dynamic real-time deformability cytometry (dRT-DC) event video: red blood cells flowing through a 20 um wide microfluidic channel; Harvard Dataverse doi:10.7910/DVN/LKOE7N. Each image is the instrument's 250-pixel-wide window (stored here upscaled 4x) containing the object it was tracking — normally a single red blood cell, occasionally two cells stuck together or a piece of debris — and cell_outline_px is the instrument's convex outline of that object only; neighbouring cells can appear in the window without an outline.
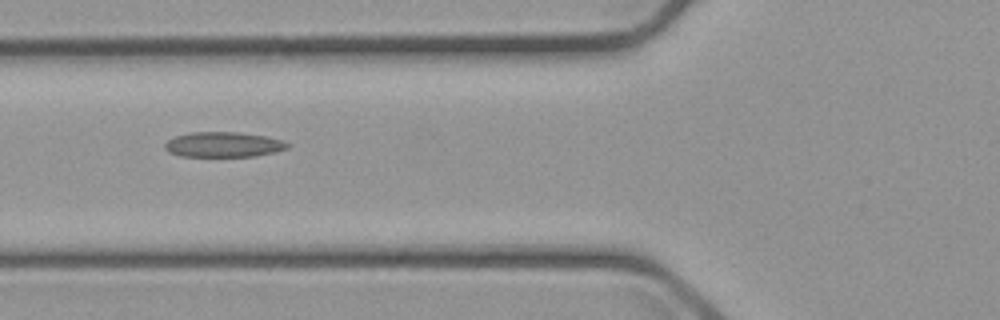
{"species": "common noctule bat (a hibernating species)", "species_latin": "Nyctalus noctula", "temperature_condition": "cold", "stored_images_in_passage": 7, "camera_frame_rate_fps": 3000, "um_per_image_px": 0.085, "animal": {"sex": "male", "body_mass_g": 23.1, "forearm_length_mm": 52.7}, "frame": {"image": 1, "passage_image": 2, "time_ms": 1.333, "image_size_px": [1000, 320], "cell_outline_px": [[292, 144], [288, 148], [276, 152], [256, 156], [180, 156], [168, 152], [164, 148], [164, 144], [168, 140], [176, 136], [188, 132], [240, 132], [268, 136]], "centroid_in_image_um": [19.01, 12.28], "position_along_channel_um": 106.8, "area_um2": 18.15}}
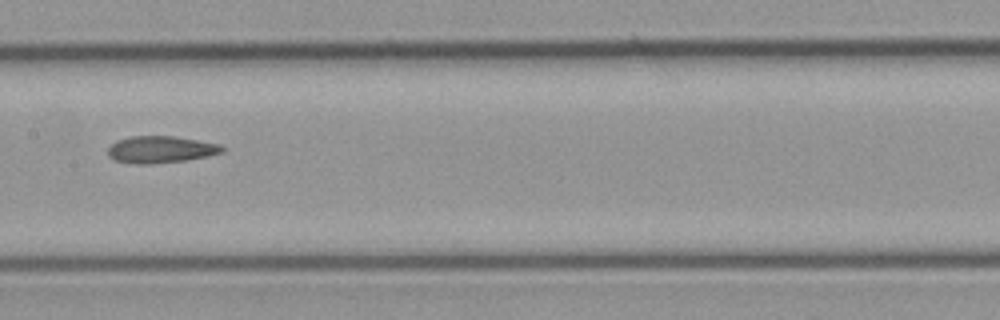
{"frame": {"image": 2, "passage_image": 4, "time_ms": 3.667, "image_size_px": [1000, 320], "cell_outline_px": [[224, 152], [184, 160], [148, 164], [136, 164], [116, 160], [108, 156], [108, 148], [116, 140], [132, 136], [172, 136], [220, 144], [224, 148]], "centroid_in_image_um": [13.62, 12.7], "position_along_channel_um": 193.8, "area_um2": 17.63}}
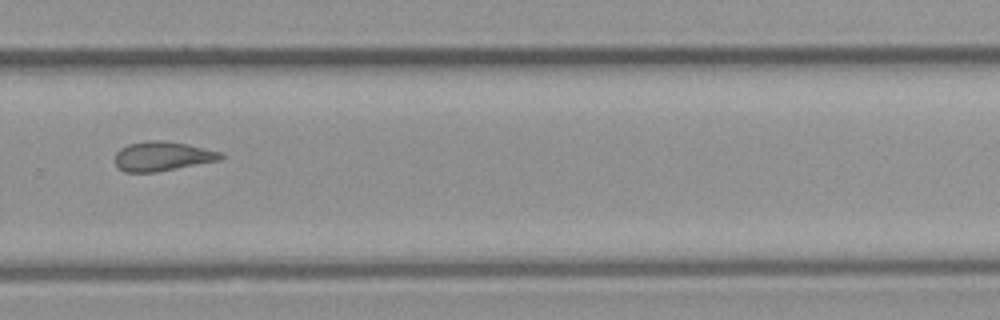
{"frame": {"image": 3, "passage_image": 7, "time_ms": 7.0, "image_size_px": [1000, 320], "cell_outline_px": [[224, 156], [220, 160], [156, 172], [124, 172], [116, 164], [116, 152], [120, 148], [128, 144], [148, 140], [160, 140], [188, 144], [224, 152]], "centroid_in_image_um": [13.83, 13.27], "position_along_channel_um": 316.0, "area_um2": 18.15}}